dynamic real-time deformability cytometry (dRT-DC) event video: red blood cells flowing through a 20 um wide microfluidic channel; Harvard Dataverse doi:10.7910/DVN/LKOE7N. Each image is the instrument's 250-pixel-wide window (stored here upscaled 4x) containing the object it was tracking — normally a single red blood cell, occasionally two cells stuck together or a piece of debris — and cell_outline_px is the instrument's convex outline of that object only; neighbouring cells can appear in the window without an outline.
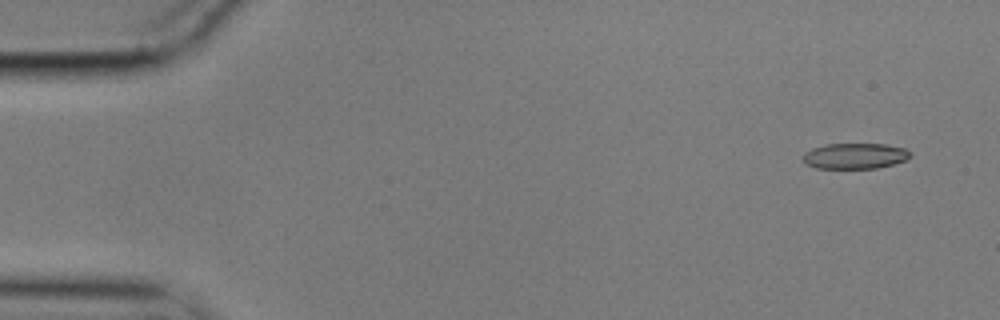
{"species": "common noctule bat (a hibernating species)", "species_latin": "Nyctalus noctula", "temperature_condition": "cold", "stored_images_in_passage": 55, "camera_frame_rate_fps": 3000, "um_per_image_px": 0.085, "animal": {"sex": "male", "body_mass_g": 17.9}, "frame": {"image": 1, "passage_image": 1, "time_ms": 0.0, "image_size_px": [1000, 320], "cell_outline_px": [[912, 156], [904, 160], [892, 164], [876, 168], [816, 168], [808, 164], [804, 160], [804, 152], [812, 148], [824, 144], [888, 144], [904, 148], [912, 152]], "centroid_in_image_um": [72.69, 13.24], "position_along_channel_um": 12.3, "area_um2": 16.01}}
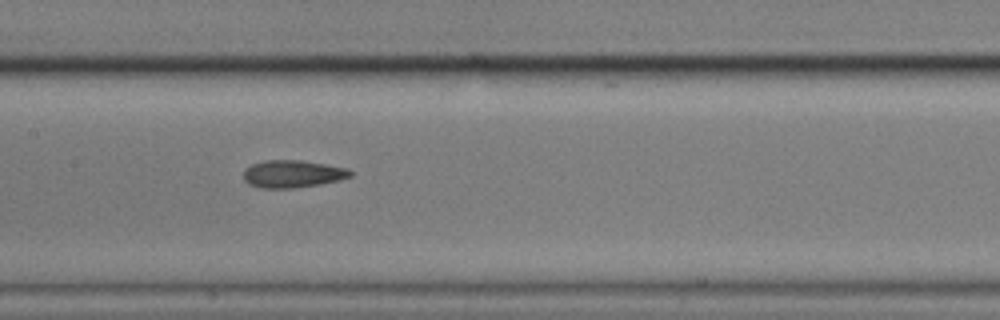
{"frame": {"image": 2, "passage_image": 25, "time_ms": 8.0, "image_size_px": [1000, 320], "cell_outline_px": [[352, 176], [340, 180], [320, 184], [292, 188], [260, 188], [248, 184], [244, 180], [244, 168], [252, 164], [264, 160], [300, 160], [348, 168], [352, 172]], "centroid_in_image_um": [24.85, 14.78], "position_along_channel_um": 182.5, "area_um2": 17.17}}
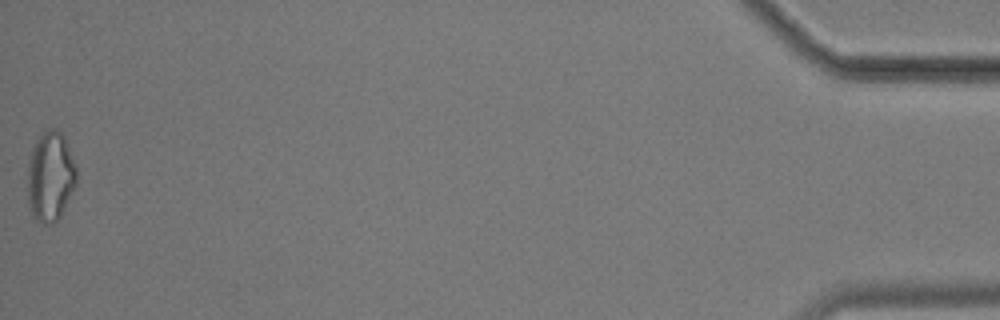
{"frame": {"image": 3, "passage_image": 54, "time_ms": 17.667, "image_size_px": [1000, 320], "cell_outline_px": [[76, 184], [60, 216], [52, 224], [44, 224], [36, 220], [32, 216], [28, 208], [28, 160], [32, 148], [36, 140], [48, 128], [56, 128], [64, 136], [76, 168]], "centroid_in_image_um": [4.26, 15.01], "position_along_channel_um": 430.9, "area_um2": 25.61}}